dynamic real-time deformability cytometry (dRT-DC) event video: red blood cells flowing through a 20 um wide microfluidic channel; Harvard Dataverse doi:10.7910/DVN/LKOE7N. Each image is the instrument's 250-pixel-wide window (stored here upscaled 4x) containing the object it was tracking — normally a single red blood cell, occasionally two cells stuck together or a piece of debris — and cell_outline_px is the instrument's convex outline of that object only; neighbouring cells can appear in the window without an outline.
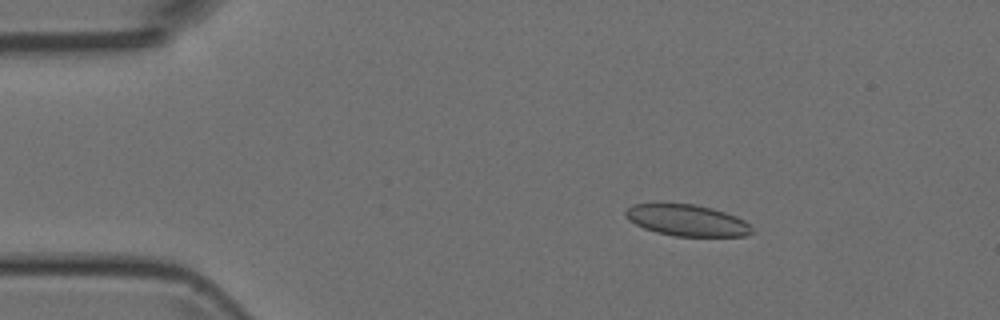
{"species": "Egyptian fruit bat (a non-hibernating species)", "species_latin": "Rousettus aegyptiacus", "temperature_condition": "room temperature", "stored_images_in_passage": 49, "camera_frame_rate_fps": 3000, "um_per_image_px": 0.085, "animal": {"sex": "female"}, "frame": {"image": 1, "passage_image": 7, "time_ms": 2.0, "image_size_px": [1000, 320], "cell_outline_px": [[756, 232], [748, 236], [676, 236], [656, 232], [644, 228], [628, 220], [624, 216], [624, 212], [632, 204], [692, 204], [712, 208], [736, 216], [744, 220]], "centroid_in_image_um": [58.41, 18.74], "position_along_channel_um": 26.6, "area_um2": 23.06}}
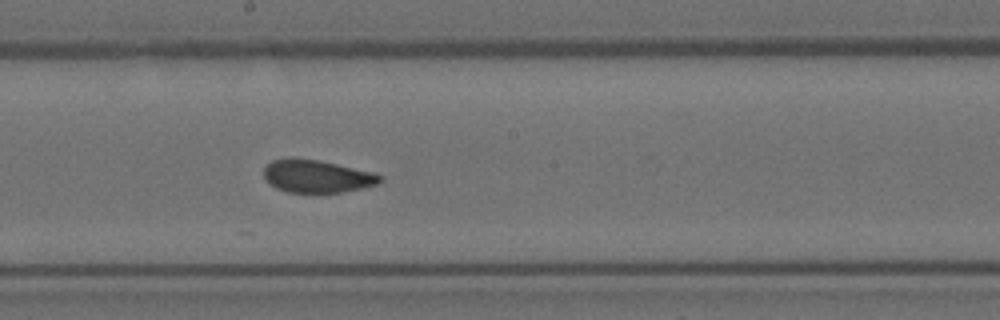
{"frame": {"image": 2, "passage_image": 26, "time_ms": 8.333, "image_size_px": [1000, 320], "cell_outline_px": [[384, 176], [376, 184], [360, 188], [340, 192], [288, 192], [276, 188], [264, 176], [264, 164], [272, 160], [288, 156], [292, 156], [320, 160], [372, 172]], "centroid_in_image_um": [26.87, 14.94], "position_along_channel_um": 221.3, "area_um2": 22.2}}
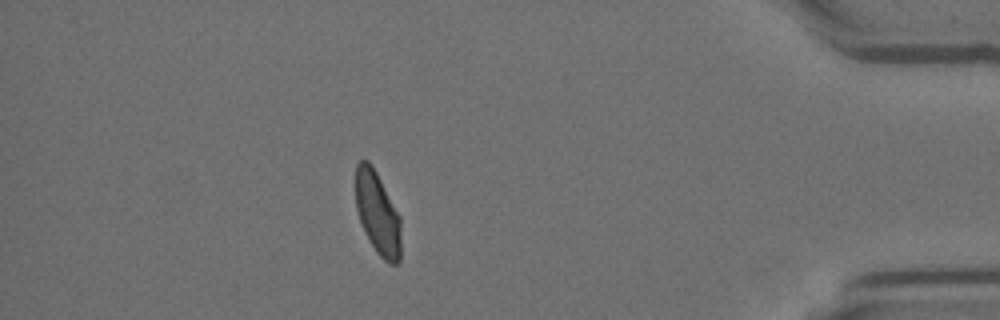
{"frame": {"image": 3, "passage_image": 43, "time_ms": 14.0, "image_size_px": [1000, 320], "cell_outline_px": [[400, 260], [396, 264], [388, 264], [376, 252], [364, 232], [356, 208], [356, 164], [360, 160], [368, 160], [372, 164], [400, 216]], "centroid_in_image_um": [32.09, 18.13], "position_along_channel_um": 403.1, "area_um2": 21.85}}